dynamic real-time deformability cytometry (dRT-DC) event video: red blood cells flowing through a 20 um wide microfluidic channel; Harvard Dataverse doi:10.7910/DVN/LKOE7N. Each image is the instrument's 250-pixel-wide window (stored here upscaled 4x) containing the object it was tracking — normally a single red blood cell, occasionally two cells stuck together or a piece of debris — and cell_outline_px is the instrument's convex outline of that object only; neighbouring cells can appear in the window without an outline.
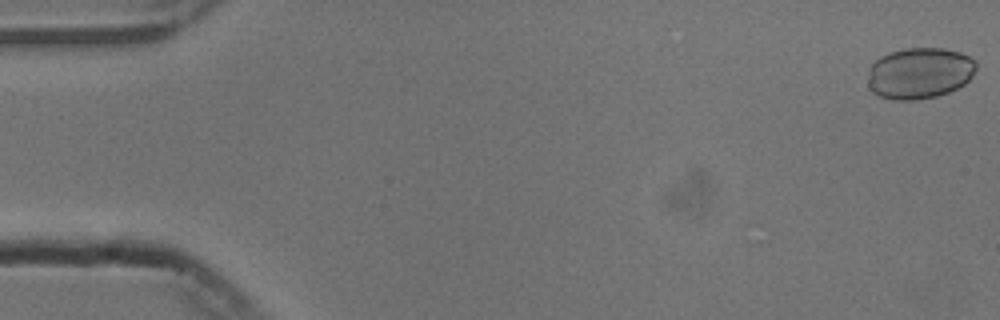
{"species": "common noctule bat (a hibernating species)", "species_latin": "Nyctalus noctula", "temperature_condition": "cold", "stored_images_in_passage": 54, "camera_frame_rate_fps": 3000, "um_per_image_px": 0.085, "animal": {"sex": "male", "body_mass_g": 13.3}, "frame": {"image": 1, "passage_image": 1, "time_ms": 0.0, "image_size_px": [1000, 320], "cell_outline_px": [[976, 68], [972, 76], [964, 84], [948, 92], [936, 96], [916, 100], [892, 100], [880, 96], [872, 92], [868, 88], [868, 68], [880, 56], [888, 52], [904, 48], [944, 48], [960, 52], [976, 60]], "centroid_in_image_um": [78.13, 6.21], "position_along_channel_um": 6.9, "area_um2": 32.66}}
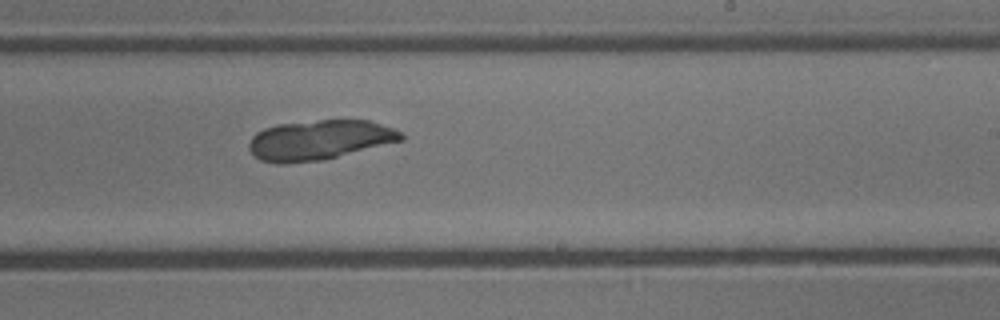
{"frame": {"image": 2, "passage_image": 33, "time_ms": 10.667, "image_size_px": [1000, 320], "cell_outline_px": [[404, 140], [324, 160], [280, 164], [276, 164], [260, 160], [248, 148], [248, 144], [252, 136], [256, 132], [264, 128], [276, 124], [320, 120], [368, 120], [396, 128], [404, 136]], "centroid_in_image_um": [27.15, 11.9], "position_along_channel_um": 261.8, "area_um2": 35.55}}
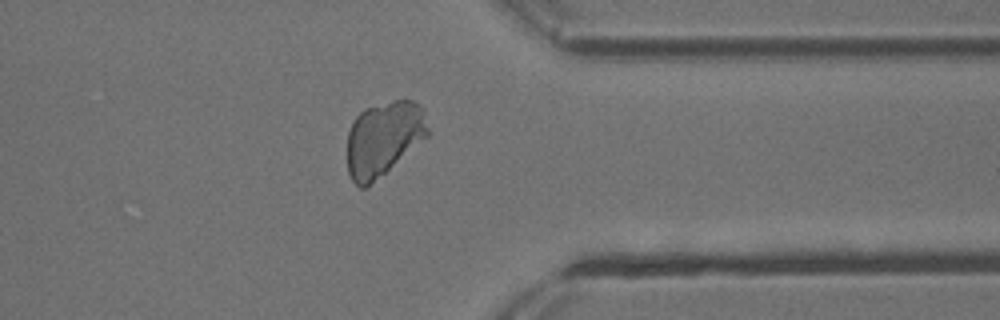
{"frame": {"image": 3, "passage_image": 43, "time_ms": 14.0, "image_size_px": [1000, 320], "cell_outline_px": [[428, 136], [384, 172], [364, 188], [360, 188], [352, 180], [348, 172], [348, 132], [356, 116], [364, 108], [392, 100], [412, 100], [420, 104], [424, 108], [428, 128]], "centroid_in_image_um": [32.61, 11.73], "position_along_channel_um": 378.8, "area_um2": 34.62}}